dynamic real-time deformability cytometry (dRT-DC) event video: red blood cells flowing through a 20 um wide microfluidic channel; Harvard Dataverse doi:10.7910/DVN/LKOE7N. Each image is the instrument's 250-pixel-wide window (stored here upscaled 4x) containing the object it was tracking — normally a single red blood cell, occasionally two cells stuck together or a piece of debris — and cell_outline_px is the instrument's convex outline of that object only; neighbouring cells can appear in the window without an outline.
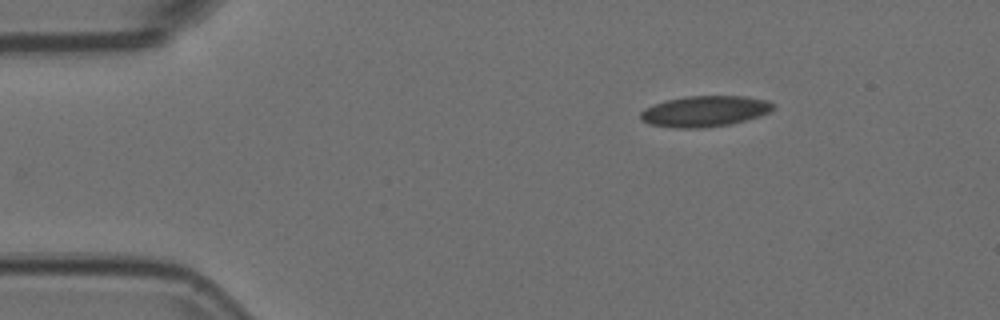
{"species": "Egyptian fruit bat (a non-hibernating species)", "species_latin": "Rousettus aegyptiacus", "temperature_condition": "room temperature", "stored_images_in_passage": 2, "camera_frame_rate_fps": 3000, "um_per_image_px": 0.085, "animal": {"sex": "female"}, "frame": {"image": 1, "passage_image": 1, "time_ms": 0.0, "image_size_px": [1000, 320], "cell_outline_px": [[776, 108], [760, 116], [732, 124], [704, 128], [676, 128], [648, 124], [640, 120], [640, 112], [644, 108], [652, 104], [664, 100], [684, 96], [748, 96], [768, 100], [776, 104]], "centroid_in_image_um": [59.9, 9.45], "position_along_channel_um": 25.1, "area_um2": 24.39}}